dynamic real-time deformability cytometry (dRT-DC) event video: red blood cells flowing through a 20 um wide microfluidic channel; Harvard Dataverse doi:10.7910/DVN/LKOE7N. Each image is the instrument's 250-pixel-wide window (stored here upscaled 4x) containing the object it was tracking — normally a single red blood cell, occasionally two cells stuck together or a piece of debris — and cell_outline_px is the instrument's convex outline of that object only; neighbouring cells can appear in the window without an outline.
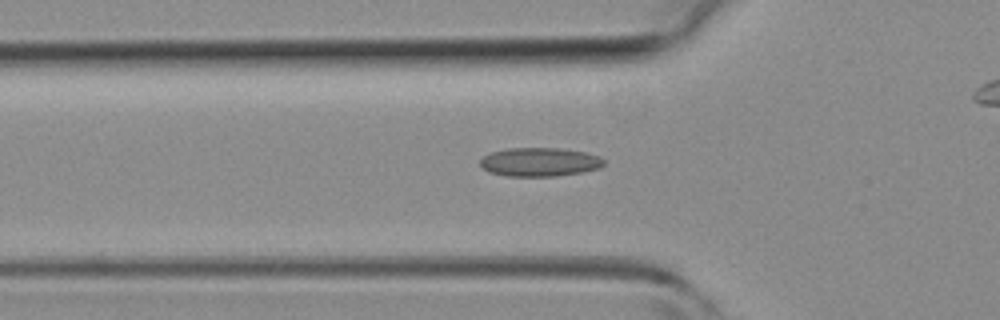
{"species": "common noctule bat (a hibernating species)", "species_latin": "Nyctalus noctula", "temperature_condition": "room temperature", "stored_images_in_passage": 42, "camera_frame_rate_fps": 3000, "um_per_image_px": 0.085, "animal": {"sex": "female", "body_mass_g": 19.3, "forearm_length_mm": 54.1}, "frame": {"image": 1, "passage_image": 15, "time_ms": 4.667, "image_size_px": [1000, 320], "cell_outline_px": [[604, 164], [600, 168], [580, 172], [556, 176], [508, 176], [488, 172], [480, 164], [480, 160], [488, 152], [508, 148], [560, 148], [584, 152], [600, 156], [604, 160]], "centroid_in_image_um": [45.85, 13.76], "position_along_channel_um": 79.9, "area_um2": 20.75}}
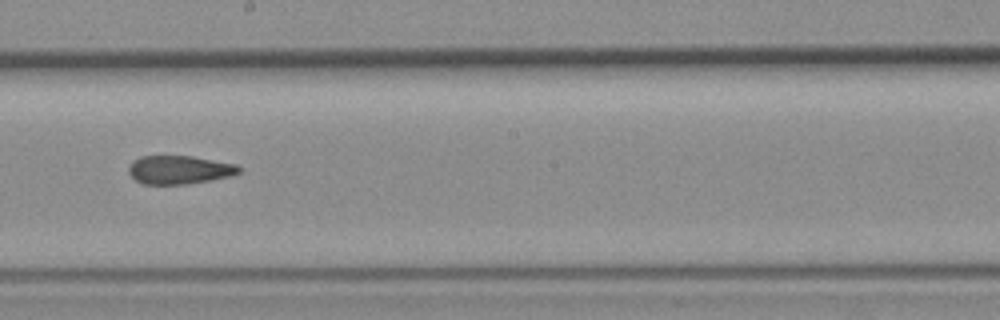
{"frame": {"image": 2, "passage_image": 25, "time_ms": 8.0, "image_size_px": [1000, 320], "cell_outline_px": [[240, 172], [232, 176], [212, 180], [188, 184], [144, 184], [136, 180], [128, 172], [128, 168], [132, 160], [140, 156], [192, 156], [236, 164], [240, 168]], "centroid_in_image_um": [15.24, 14.43], "position_along_channel_um": 233.0, "area_um2": 18.38}}
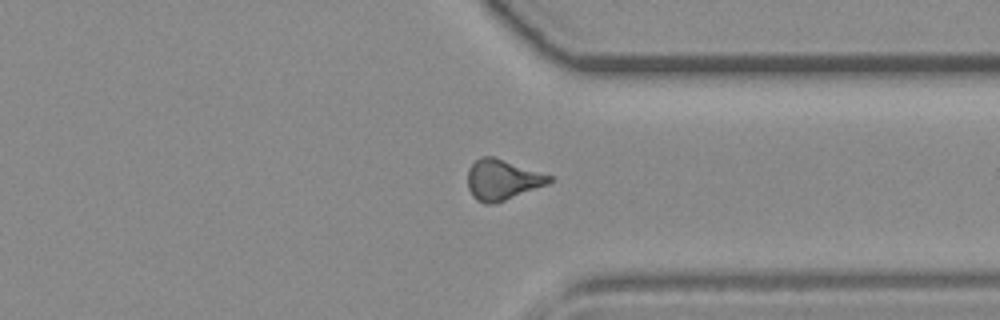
{"frame": {"image": 3, "passage_image": 34, "time_ms": 11.0, "image_size_px": [1000, 320], "cell_outline_px": [[552, 180], [548, 184], [504, 200], [492, 204], [484, 204], [476, 200], [472, 196], [468, 188], [468, 168], [480, 156], [492, 156], [552, 176]], "centroid_in_image_um": [42.66, 15.28], "position_along_channel_um": 368.7, "area_um2": 19.02}}